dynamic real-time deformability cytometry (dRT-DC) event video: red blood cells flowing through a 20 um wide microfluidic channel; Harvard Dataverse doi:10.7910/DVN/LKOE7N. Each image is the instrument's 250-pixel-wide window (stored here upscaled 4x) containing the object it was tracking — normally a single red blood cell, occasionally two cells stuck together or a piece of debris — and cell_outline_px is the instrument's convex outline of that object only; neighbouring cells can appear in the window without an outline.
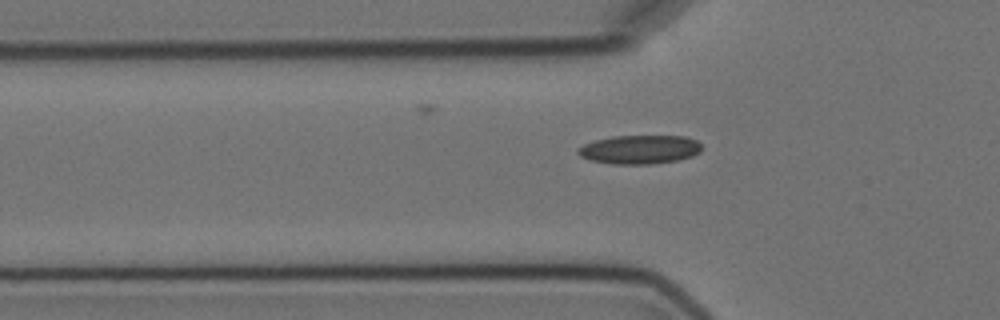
{"species": "Egyptian fruit bat (a non-hibernating species)", "species_latin": "Rousettus aegyptiacus", "temperature_condition": "cold", "stored_images_in_passage": 4, "segment_of_instrument_passage": [2, 2], "camera_frame_rate_fps": 3000, "um_per_image_px": 0.085, "animal": {"sex": "female"}, "frame": {"image": 1, "passage_image": 4, "time_ms": 3.333, "image_size_px": [1000, 320], "cell_outline_px": [[700, 152], [692, 156], [676, 160], [648, 164], [612, 164], [592, 160], [580, 156], [576, 152], [576, 148], [584, 144], [596, 140], [612, 136], [684, 136], [696, 140], [700, 144]], "centroid_in_image_um": [54.34, 12.7], "position_along_channel_um": 71.5, "area_um2": 20.63}}